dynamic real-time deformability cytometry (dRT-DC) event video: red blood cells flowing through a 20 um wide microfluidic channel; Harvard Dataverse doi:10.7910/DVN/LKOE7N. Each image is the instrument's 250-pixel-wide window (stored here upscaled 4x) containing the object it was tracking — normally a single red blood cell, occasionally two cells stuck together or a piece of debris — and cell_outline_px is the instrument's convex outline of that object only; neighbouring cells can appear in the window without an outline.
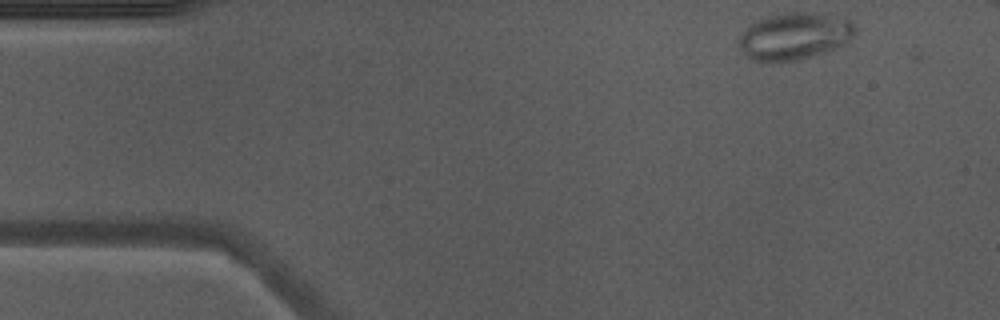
{"species": "Egyptian fruit bat (a non-hibernating species)", "species_latin": "Rousettus aegyptiacus", "temperature_condition": "warm", "stored_images_in_passage": 44, "camera_frame_rate_fps": 3000, "um_per_image_px": 0.085, "animal": {"sex": "male"}, "frame": {"image": 1, "passage_image": 1, "time_ms": 0.0, "image_size_px": [1000, 320], "cell_outline_px": [[856, 32], [844, 44], [836, 48], [800, 60], [780, 64], [768, 64], [752, 60], [740, 48], [740, 36], [752, 20], [784, 12], [812, 12], [844, 16], [852, 20], [856, 24]], "centroid_in_image_um": [67.54, 3.08], "position_along_channel_um": 17.5, "area_um2": 32.89}}